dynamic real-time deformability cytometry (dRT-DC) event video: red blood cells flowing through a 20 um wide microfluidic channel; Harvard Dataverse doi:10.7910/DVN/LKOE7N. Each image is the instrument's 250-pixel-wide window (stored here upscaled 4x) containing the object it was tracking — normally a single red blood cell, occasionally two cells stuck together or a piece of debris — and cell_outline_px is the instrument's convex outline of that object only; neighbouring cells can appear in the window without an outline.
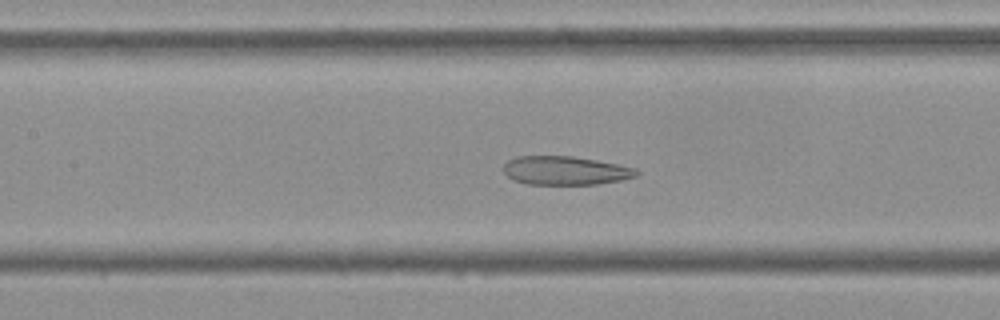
{"species": "Egyptian fruit bat (a non-hibernating species)", "species_latin": "Rousettus aegyptiacus", "temperature_condition": "cold", "stored_images_in_passage": 45, "camera_frame_rate_fps": 3000, "um_per_image_px": 0.085, "frame": {"image": 1, "passage_image": 24, "time_ms": 7.667, "image_size_px": [1000, 320], "cell_outline_px": [[640, 172], [636, 176], [620, 180], [596, 184], [528, 184], [512, 180], [504, 172], [504, 164], [508, 160], [516, 156], [572, 156], [596, 160], [636, 168]], "centroid_in_image_um": [48.03, 14.49], "position_along_channel_um": 159.4, "area_um2": 22.14}}
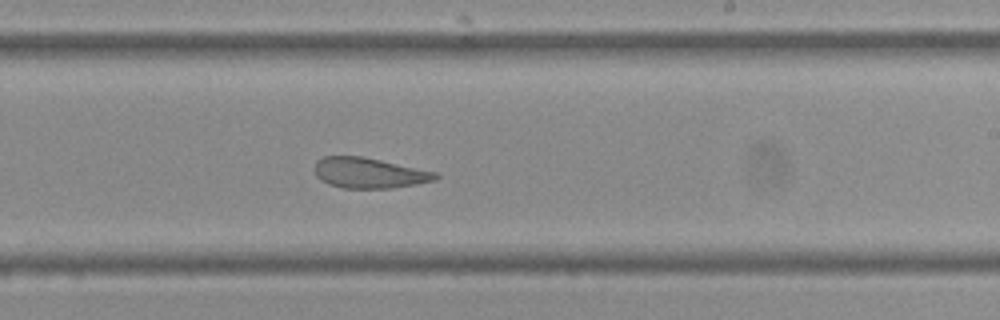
{"frame": {"image": 2, "passage_image": 32, "time_ms": 10.333, "image_size_px": [1000, 320], "cell_outline_px": [[440, 176], [436, 180], [416, 184], [392, 188], [340, 188], [328, 184], [320, 180], [316, 176], [316, 160], [324, 156], [364, 156], [436, 172]], "centroid_in_image_um": [31.37, 14.7], "position_along_channel_um": 257.6, "area_um2": 21.56}}
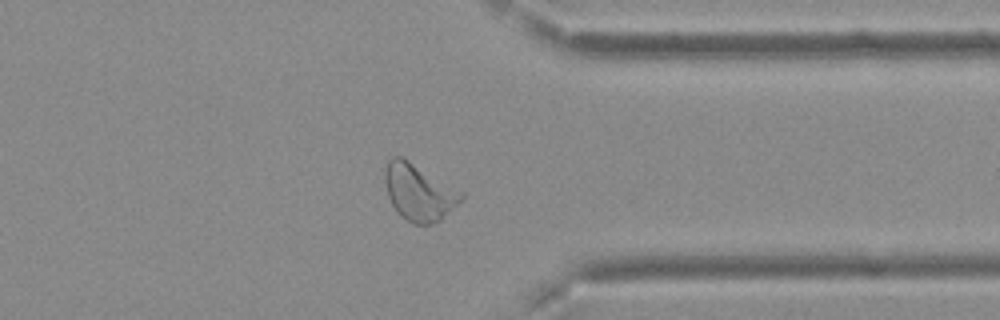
{"frame": {"image": 3, "passage_image": 42, "time_ms": 13.667, "image_size_px": [1000, 320], "cell_outline_px": [[464, 196], [440, 220], [432, 224], [412, 224], [404, 220], [396, 212], [388, 196], [384, 180], [384, 172], [388, 160], [392, 156], [400, 156], [408, 160], [464, 192]], "centroid_in_image_um": [35.57, 16.35], "position_along_channel_um": 375.8, "area_um2": 25.09}, "authors_computed_cell_mechanics": {"area_um2": 24.6228, "velocity_mm_per_s": 3.697, "shape_relaxation_time_tau1_ms": null, "shape_relaxation_time_tau2_ms": 2.1494, "deformation_change_tau1": null, "deformation_change_tau2": 0.0927}}